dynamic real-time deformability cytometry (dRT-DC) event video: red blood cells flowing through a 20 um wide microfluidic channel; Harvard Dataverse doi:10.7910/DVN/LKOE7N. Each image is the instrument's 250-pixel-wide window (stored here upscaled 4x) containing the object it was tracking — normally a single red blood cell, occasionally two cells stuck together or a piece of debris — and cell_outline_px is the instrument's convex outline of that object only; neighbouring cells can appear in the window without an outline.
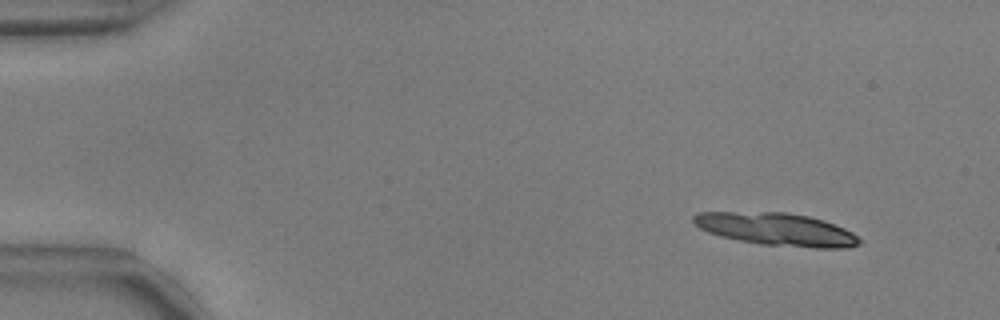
{"species": "common noctule bat (a hibernating species)", "species_latin": "Nyctalus noctula", "temperature_condition": "warm", "stored_images_in_passage": 11, "camera_frame_rate_fps": 3000, "um_per_image_px": 0.085, "animal": {"sex": "male", "body_mass_g": 17.9, "forearm_length_mm": 54.2}, "frame": {"image": 1, "passage_image": 1, "time_ms": 0.0, "image_size_px": [1000, 320], "cell_outline_px": [[860, 244], [848, 248], [812, 248], [760, 244], [720, 236], [708, 232], [700, 228], [692, 220], [692, 216], [700, 212], [788, 212], [808, 216], [824, 220], [844, 228], [852, 232], [860, 240]], "centroid_in_image_um": [66.02, 19.49], "position_along_channel_um": 19.0, "area_um2": 31.56}}